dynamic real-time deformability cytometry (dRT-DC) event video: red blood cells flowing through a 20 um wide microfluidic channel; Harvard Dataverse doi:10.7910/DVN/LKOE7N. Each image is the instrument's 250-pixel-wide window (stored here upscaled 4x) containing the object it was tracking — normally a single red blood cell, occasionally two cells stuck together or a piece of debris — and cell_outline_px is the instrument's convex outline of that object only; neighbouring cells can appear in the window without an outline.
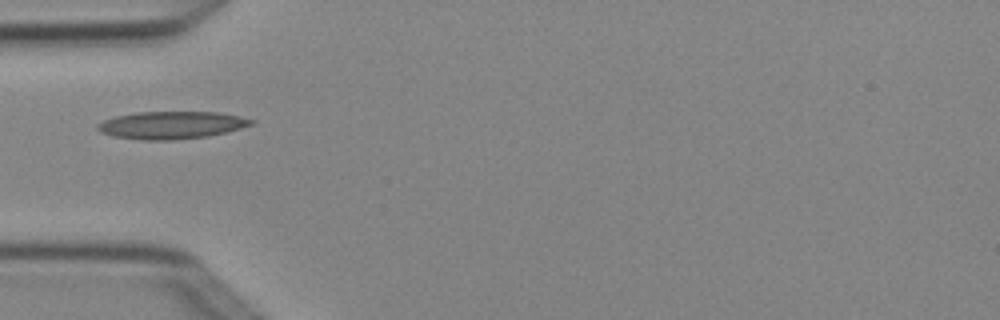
{"species": "Egyptian fruit bat (a non-hibernating species)", "species_latin": "Rousettus aegyptiacus", "temperature_condition": "cold", "stored_images_in_passage": 1, "camera_frame_rate_fps": 3000, "um_per_image_px": 0.085, "animal": {"sex": "female"}, "frame": {"image": 1, "passage_image": 1, "time_ms": 0.0, "image_size_px": [1000, 320], "cell_outline_px": [[256, 120], [252, 124], [240, 128], [208, 136], [172, 140], [140, 140], [112, 136], [100, 132], [96, 128], [96, 124], [104, 120], [116, 116], [136, 112], [220, 112], [240, 116]], "centroid_in_image_um": [14.54, 10.63], "position_along_channel_um": 70.5, "area_um2": 24.68}}